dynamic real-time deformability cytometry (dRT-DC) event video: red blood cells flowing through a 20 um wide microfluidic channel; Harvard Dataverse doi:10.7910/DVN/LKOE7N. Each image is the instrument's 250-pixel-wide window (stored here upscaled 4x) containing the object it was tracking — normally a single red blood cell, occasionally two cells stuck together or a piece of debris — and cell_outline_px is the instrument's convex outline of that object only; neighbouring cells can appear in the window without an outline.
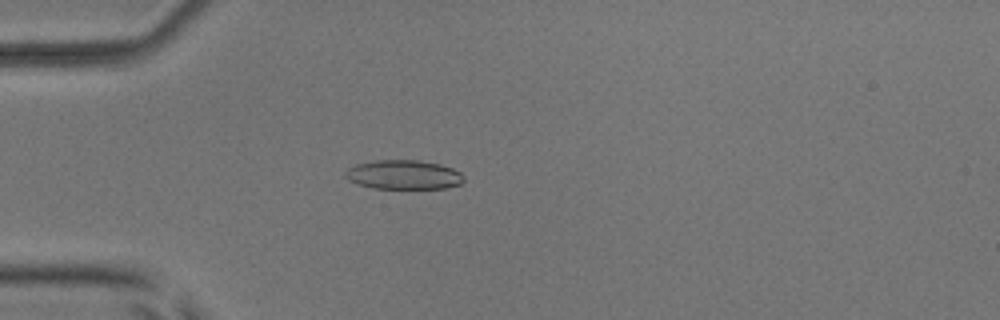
{"species": "common noctule bat (a hibernating species)", "species_latin": "Nyctalus noctula", "temperature_condition": "room temperature", "stored_images_in_passage": 4, "camera_frame_rate_fps": 3000, "um_per_image_px": 0.085, "animal": {"sex": "male", "body_mass_g": 17.9, "forearm_length_mm": 54.2}, "frame": {"image": 1, "passage_image": 4, "time_ms": 4.333, "image_size_px": [1000, 320], "cell_outline_px": [[464, 180], [460, 184], [444, 188], [372, 188], [348, 180], [344, 176], [344, 172], [348, 168], [356, 164], [376, 160], [420, 160], [440, 164], [452, 168], [460, 172], [464, 176]], "centroid_in_image_um": [34.3, 14.84], "position_along_channel_um": 50.7, "area_um2": 20.17}}